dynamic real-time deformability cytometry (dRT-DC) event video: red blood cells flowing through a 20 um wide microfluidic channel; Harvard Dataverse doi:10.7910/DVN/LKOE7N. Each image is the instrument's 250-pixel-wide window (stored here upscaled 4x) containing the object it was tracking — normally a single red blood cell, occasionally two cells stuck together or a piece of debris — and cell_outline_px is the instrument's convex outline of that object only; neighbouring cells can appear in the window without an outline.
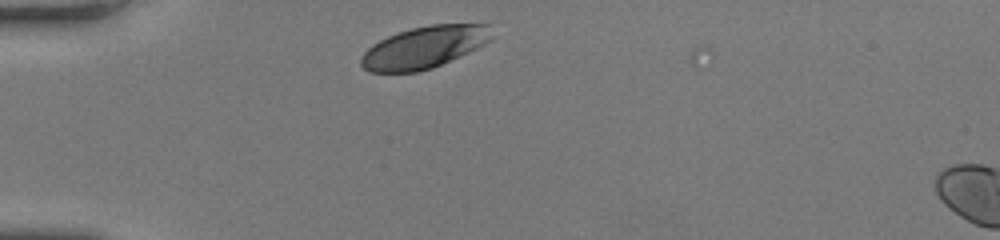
{"species": "human", "species_latin": "Homo sapiens", "temperature_condition": "room temperature", "stored_images_in_passage": 4, "camera_frame_rate_fps": 3000, "um_per_image_px": 0.085, "donor": {"sex": "female"}, "frame": {"image": 1, "passage_image": 3, "time_ms": 0.667, "image_size_px": [1000, 240], "cell_outline_px": [[492, 40], [468, 52], [432, 68], [416, 72], [368, 72], [360, 64], [360, 56], [372, 44], [388, 36], [412, 28], [432, 24], [492, 24]], "centroid_in_image_um": [36.06, 4.01], "position_along_channel_um": 48.9, "area_um2": 31.91}}